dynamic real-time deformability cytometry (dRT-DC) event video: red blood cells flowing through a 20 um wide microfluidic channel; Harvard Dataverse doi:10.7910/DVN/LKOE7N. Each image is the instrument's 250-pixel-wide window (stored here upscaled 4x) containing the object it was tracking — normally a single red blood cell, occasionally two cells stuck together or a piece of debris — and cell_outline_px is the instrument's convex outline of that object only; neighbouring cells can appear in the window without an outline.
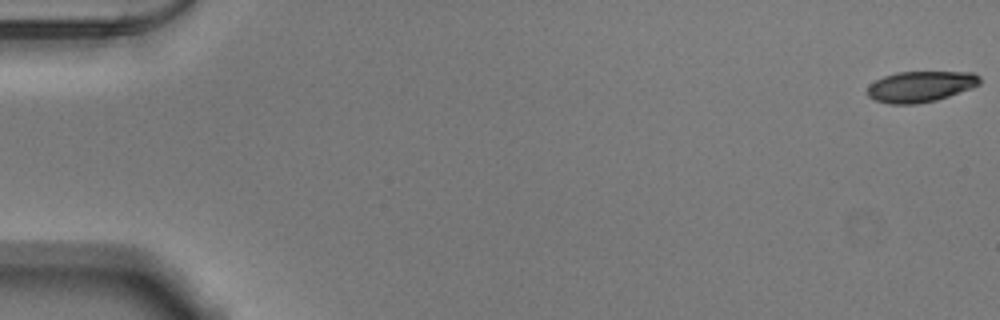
{"species": "Egyptian fruit bat (a non-hibernating species)", "species_latin": "Rousettus aegyptiacus", "temperature_condition": "warm", "stored_images_in_passage": 53, "camera_frame_rate_fps": 3000, "um_per_image_px": 0.085, "animal": {"sex": "male"}, "frame": {"image": 1, "passage_image": 1, "time_ms": 0.0, "image_size_px": [1000, 320], "cell_outline_px": [[980, 84], [972, 88], [936, 100], [916, 104], [888, 104], [876, 100], [868, 96], [868, 84], [884, 76], [896, 72], [972, 72], [980, 76]], "centroid_in_image_um": [78.24, 7.35], "position_along_channel_um": 6.8, "area_um2": 20.23}}
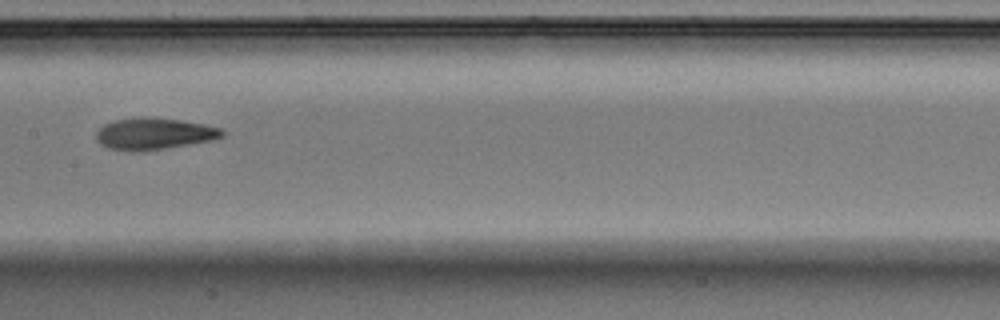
{"frame": {"image": 2, "passage_image": 28, "time_ms": 9.0, "image_size_px": [1000, 320], "cell_outline_px": [[224, 136], [212, 140], [164, 148], [132, 152], [128, 152], [108, 148], [100, 144], [96, 140], [96, 132], [104, 124], [116, 120], [136, 116], [152, 116], [180, 120], [204, 124], [220, 128], [224, 132]], "centroid_in_image_um": [13.05, 11.35], "position_along_channel_um": 194.4, "area_um2": 23.41}}
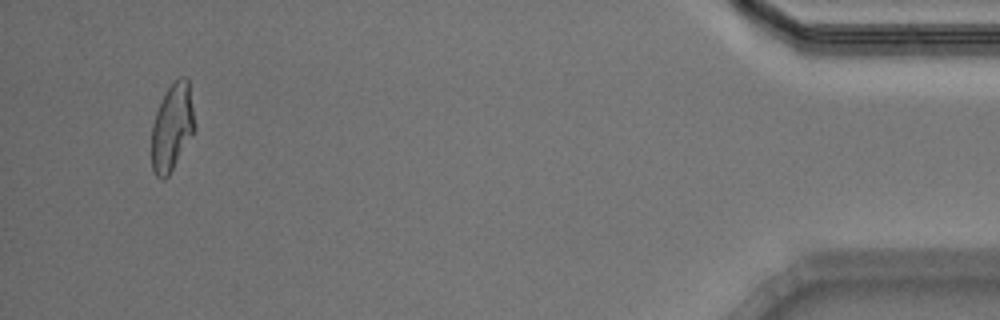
{"frame": {"image": 3, "passage_image": 51, "time_ms": 16.667, "image_size_px": [1000, 320], "cell_outline_px": [[196, 128], [168, 176], [164, 180], [156, 176], [152, 168], [152, 124], [156, 112], [168, 88], [180, 76], [188, 76]], "centroid_in_image_um": [14.64, 10.8], "position_along_channel_um": 420.6, "area_um2": 21.68}, "authors_computed_cell_mechanics": {"area_um2": 22.3108, "velocity_mm_per_s": 3.8944, "shape_relaxation_time_tau1_ms": 9.826, "shape_relaxation_time_tau2_ms": 3.7631, "deformation_change_tau1": 0.2703, "deformation_change_tau2": 0.1227}}